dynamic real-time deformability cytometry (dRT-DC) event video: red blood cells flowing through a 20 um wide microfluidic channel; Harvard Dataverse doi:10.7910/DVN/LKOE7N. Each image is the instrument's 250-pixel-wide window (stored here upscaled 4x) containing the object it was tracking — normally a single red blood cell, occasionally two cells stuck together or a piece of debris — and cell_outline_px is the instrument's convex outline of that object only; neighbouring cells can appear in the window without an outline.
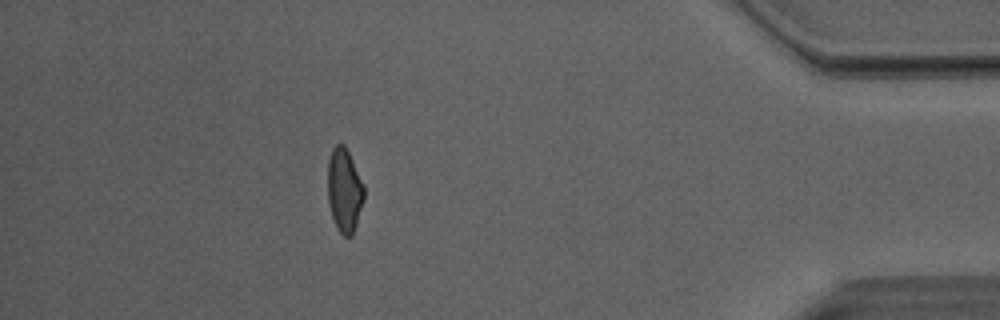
{"species": "Egyptian fruit bat (a non-hibernating species)", "species_latin": "Rousettus aegyptiacus", "temperature_condition": "room temperature", "stored_images_in_passage": 45, "camera_frame_rate_fps": 3000, "um_per_image_px": 0.085, "animal": {"sex": "male"}, "frame": {"image": 1, "passage_image": 39, "time_ms": 12.667, "image_size_px": [1000, 320], "cell_outline_px": [[364, 200], [352, 236], [344, 236], [336, 228], [328, 204], [328, 156], [332, 148], [336, 144], [344, 144], [364, 184]], "centroid_in_image_um": [29.26, 16.17], "position_along_channel_um": 405.9, "area_um2": 17.8}, "authors_computed_cell_mechanics": {"area_um2": 18.5538, "velocity_mm_per_s": 4.0775, "shape_relaxation_time_tau1_ms": null, "shape_relaxation_time_tau2_ms": 1.3662, "deformation_change_tau1": null, "deformation_change_tau2": 0.0922}}